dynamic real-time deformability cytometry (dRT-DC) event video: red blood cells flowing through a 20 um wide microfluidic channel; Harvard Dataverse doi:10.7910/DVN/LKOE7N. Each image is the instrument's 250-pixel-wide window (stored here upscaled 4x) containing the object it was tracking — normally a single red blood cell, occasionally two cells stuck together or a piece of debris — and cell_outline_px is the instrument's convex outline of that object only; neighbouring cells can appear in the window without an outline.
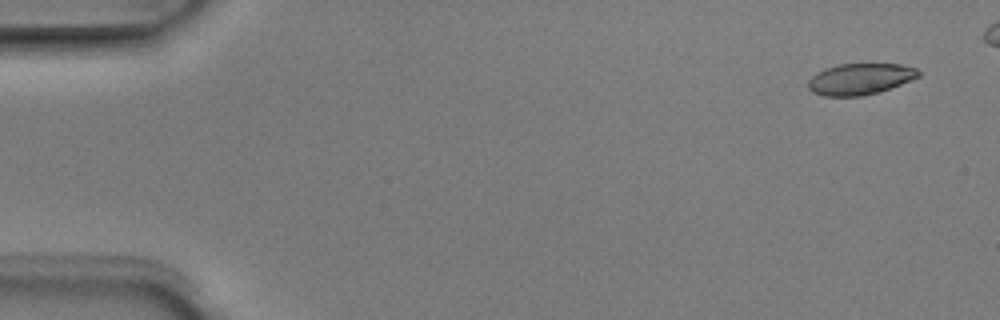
{"species": "Egyptian fruit bat (a non-hibernating species)", "species_latin": "Rousettus aegyptiacus", "temperature_condition": "room temperature", "stored_images_in_passage": 5, "camera_frame_rate_fps": 3000, "um_per_image_px": 0.085, "animal": {"sex": "male"}, "frame": {"image": 1, "passage_image": 1, "time_ms": 0.0, "image_size_px": [1000, 320], "cell_outline_px": [[920, 76], [880, 92], [860, 96], [824, 96], [812, 92], [808, 88], [808, 80], [816, 72], [824, 68], [836, 64], [900, 64], [916, 68], [920, 72]], "centroid_in_image_um": [73.07, 6.71], "position_along_channel_um": 11.9, "area_um2": 20.17}}